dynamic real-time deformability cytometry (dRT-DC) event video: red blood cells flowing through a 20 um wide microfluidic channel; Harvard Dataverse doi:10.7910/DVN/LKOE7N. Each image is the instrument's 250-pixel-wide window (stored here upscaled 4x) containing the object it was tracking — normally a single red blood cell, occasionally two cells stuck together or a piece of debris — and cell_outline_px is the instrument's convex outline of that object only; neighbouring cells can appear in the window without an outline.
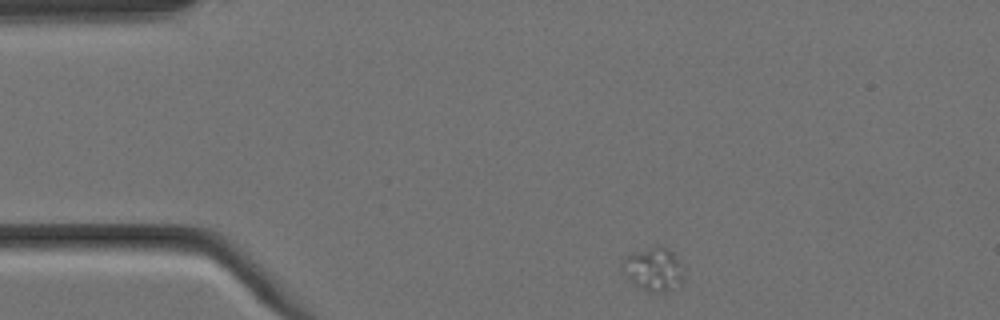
{"species": "Egyptian fruit bat (a non-hibernating species)", "species_latin": "Rousettus aegyptiacus", "temperature_condition": "cold", "stored_images_in_passage": 2, "camera_frame_rate_fps": 3000, "um_per_image_px": 0.085, "animal": {"sex": "female"}, "frame": {"image": 1, "passage_image": 1, "time_ms": 0.0, "image_size_px": [1000, 320], "cell_outline_px": [[680, 284], [664, 292], [644, 292], [620, 272], [624, 256], [656, 248], [668, 248], [676, 256], [680, 276]], "centroid_in_image_um": [55.45, 22.95], "position_along_channel_um": 29.6, "area_um2": 14.74}}